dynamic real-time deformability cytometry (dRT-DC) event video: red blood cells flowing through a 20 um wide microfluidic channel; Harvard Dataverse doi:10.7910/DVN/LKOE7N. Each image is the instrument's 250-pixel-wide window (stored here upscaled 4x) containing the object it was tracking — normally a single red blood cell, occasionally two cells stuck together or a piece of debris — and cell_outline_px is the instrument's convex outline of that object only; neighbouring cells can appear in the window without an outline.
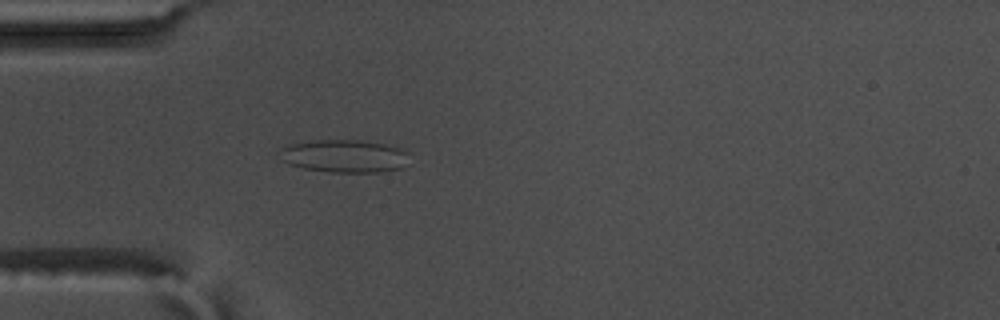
{"species": "common noctule bat (a hibernating species)", "species_latin": "Nyctalus noctula", "temperature_condition": "warm", "stored_images_in_passage": 47, "camera_frame_rate_fps": 3000, "um_per_image_px": 0.085, "animal": {"sex": "male", "body_mass_g": 17.5, "forearm_length_mm": 52.3}, "frame": {"image": 1, "passage_image": 8, "time_ms": 2.333, "image_size_px": [1000, 320], "cell_outline_px": [[408, 152], [400, 168], [380, 172], [332, 172], [304, 168], [288, 164], [280, 160], [276, 152], [288, 144], [316, 140], [360, 140], [384, 144], [404, 148]], "centroid_in_image_um": [29.18, 13.25], "position_along_channel_um": 55.8, "area_um2": 24.8}}
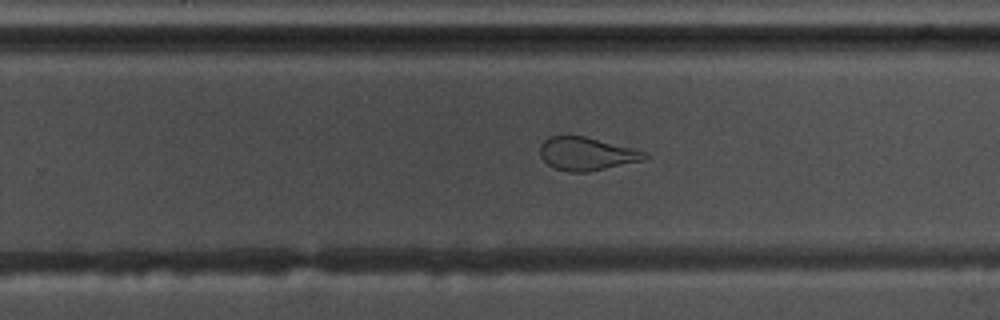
{"frame": {"image": 2, "passage_image": 27, "time_ms": 8.667, "image_size_px": [1000, 320], "cell_outline_px": [[652, 156], [644, 160], [588, 172], [568, 172], [556, 168], [548, 164], [540, 156], [540, 144], [548, 136], [584, 136], [648, 152]], "centroid_in_image_um": [49.88, 13.07], "position_along_channel_um": 279.9, "area_um2": 20.23}}
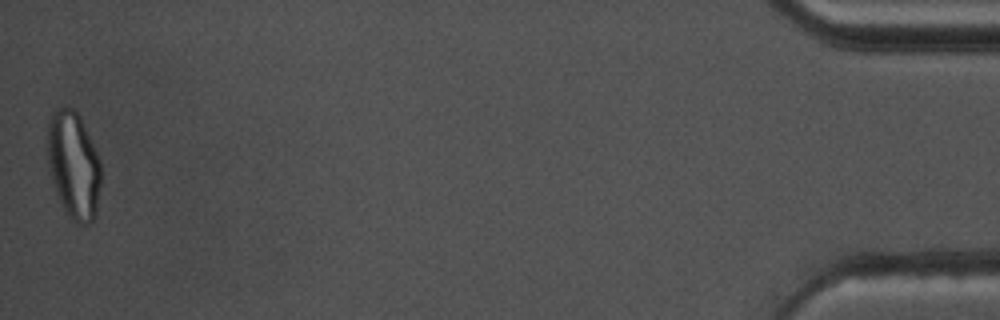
{"frame": {"image": 3, "passage_image": 47, "time_ms": 15.333, "image_size_px": [1000, 320], "cell_outline_px": [[100, 184], [96, 216], [88, 224], [80, 224], [68, 216], [64, 212], [60, 204], [56, 192], [48, 160], [48, 120], [52, 112], [56, 108], [72, 108], [80, 116], [100, 160]], "centroid_in_image_um": [6.26, 14.05], "position_along_channel_um": 428.9, "area_um2": 33.18}, "authors_computed_cell_mechanics": {"area_um2": 24.565, "velocity_mm_per_s": 3.6361, "shape_relaxation_time_tau1_ms": null, "shape_relaxation_time_tau2_ms": 1.2213, "deformation_change_tau1": null, "deformation_change_tau2": 0.1011}}